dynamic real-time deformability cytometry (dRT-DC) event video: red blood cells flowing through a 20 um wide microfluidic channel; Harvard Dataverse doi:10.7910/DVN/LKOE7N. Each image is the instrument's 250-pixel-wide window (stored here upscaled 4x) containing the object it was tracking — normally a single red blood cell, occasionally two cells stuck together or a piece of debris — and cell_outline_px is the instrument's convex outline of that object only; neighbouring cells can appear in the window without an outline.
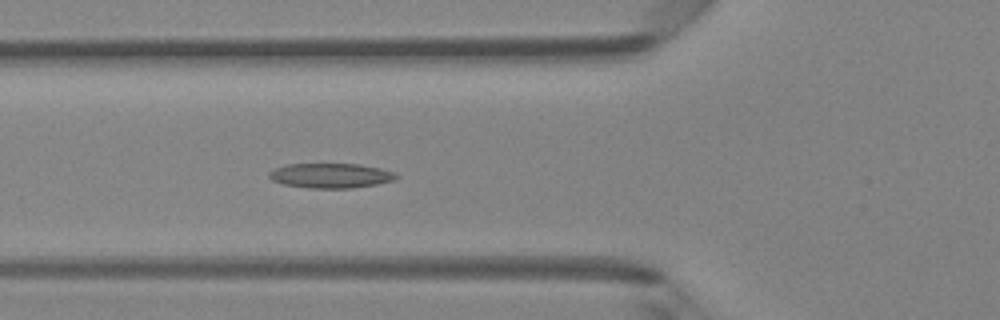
{"species": "Egyptian fruit bat (a non-hibernating species)", "species_latin": "Rousettus aegyptiacus", "temperature_condition": "room temperature", "stored_images_in_passage": 48, "camera_frame_rate_fps": 3000, "um_per_image_px": 0.085, "animal": {"sex": "female"}, "frame": {"image": 1, "passage_image": 18, "time_ms": 5.667, "image_size_px": [1000, 320], "cell_outline_px": [[400, 176], [392, 180], [376, 184], [352, 188], [308, 188], [284, 184], [272, 180], [268, 176], [268, 172], [272, 168], [288, 164], [360, 164], [380, 168], [396, 172]], "centroid_in_image_um": [28.09, 14.92], "position_along_channel_um": 97.7, "area_um2": 18.44}}
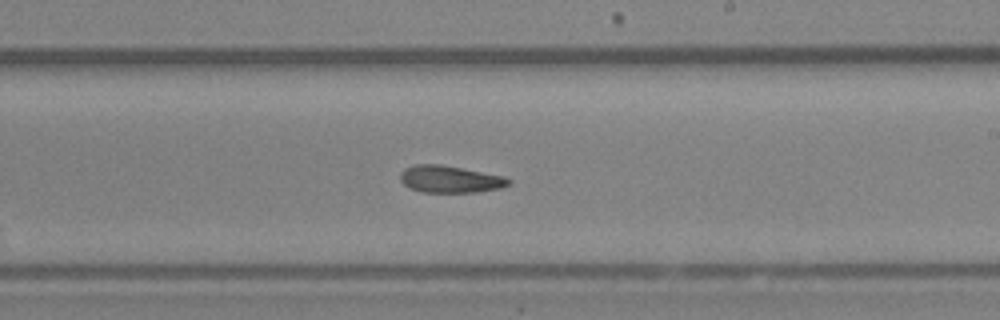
{"frame": {"image": 2, "passage_image": 29, "time_ms": 9.333, "image_size_px": [1000, 320], "cell_outline_px": [[512, 184], [500, 188], [476, 192], [420, 192], [408, 188], [400, 180], [400, 172], [404, 168], [412, 164], [440, 164], [504, 176], [512, 180]], "centroid_in_image_um": [38.23, 15.23], "position_along_channel_um": 250.8, "area_um2": 17.28}}
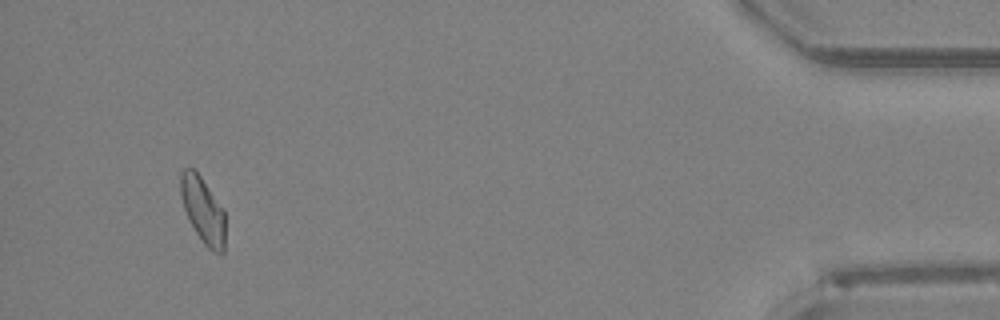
{"frame": {"image": 3, "passage_image": 46, "time_ms": 15.0, "image_size_px": [1000, 320], "cell_outline_px": [[224, 252], [212, 252], [204, 244], [196, 232], [184, 208], [180, 196], [180, 172], [184, 168], [192, 168], [200, 176], [224, 208]], "centroid_in_image_um": [17.24, 17.84], "position_along_channel_um": 418.0, "area_um2": 16.99}, "authors_computed_cell_mechanics": {"area_um2": 17.6868, "velocity_mm_per_s": 4.196, "shape_relaxation_time_tau1_ms": 6.0787, "shape_relaxation_time_tau2_ms": 2.7501, "deformation_change_tau1": 0.1488, "deformation_change_tau2": 0.0952}}